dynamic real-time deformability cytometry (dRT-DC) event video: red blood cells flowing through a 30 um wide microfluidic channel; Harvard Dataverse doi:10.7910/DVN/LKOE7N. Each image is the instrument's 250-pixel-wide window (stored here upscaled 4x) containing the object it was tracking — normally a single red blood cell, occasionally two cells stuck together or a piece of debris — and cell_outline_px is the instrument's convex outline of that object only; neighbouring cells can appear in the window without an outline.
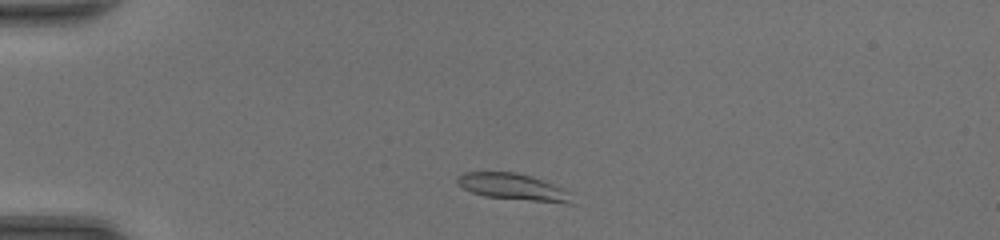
{"species": "common noctule bat (a hibernating species)", "species_latin": "Nyctalus noctula", "temperature_condition": "room temperature", "stored_images_in_passage": 39, "camera_frame_rate_fps": 3000, "um_per_image_px": 0.085, "animal": {"sex": "female", "body_mass_g": 20.0, "forearm_length_mm": 54.0}, "frame": {"image": 1, "passage_image": 3, "time_ms": 0.667, "image_size_px": [1000, 240], "cell_outline_px": [[572, 204], [568, 204], [484, 196], [472, 192], [456, 184], [456, 176], [464, 172], [516, 172], [532, 176], [572, 192]], "centroid_in_image_um": [43.63, 15.89], "position_along_channel_um": 41.4, "area_um2": 17.86}}
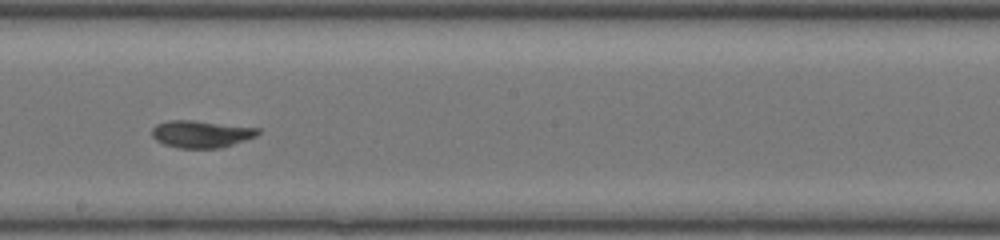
{"frame": {"image": 2, "passage_image": 19, "time_ms": 6.0, "image_size_px": [1000, 240], "cell_outline_px": [[260, 132], [256, 136], [220, 148], [180, 148], [164, 144], [156, 140], [152, 136], [152, 128], [156, 124], [168, 120], [192, 120], [260, 128]], "centroid_in_image_um": [17.08, 11.38], "position_along_channel_um": 231.1, "area_um2": 16.7}}
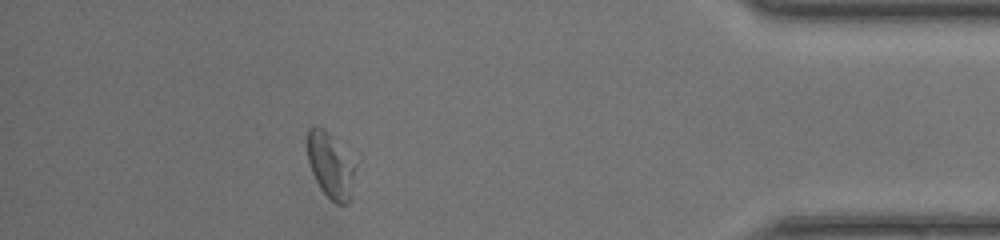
{"frame": {"image": 3, "passage_image": 34, "time_ms": 11.0, "image_size_px": [1000, 240], "cell_outline_px": [[356, 164], [348, 204], [336, 204], [320, 188], [312, 172], [308, 160], [308, 128], [324, 128], [328, 132]], "centroid_in_image_um": [28.09, 14.07], "position_along_channel_um": 407.1, "area_um2": 17.69}, "authors_computed_cell_mechanics": {"area_um2": 17.1666, "velocity_mm_per_s": 4.3455, "shape_relaxation_time_tau1_ms": 3.6074, "shape_relaxation_time_tau2_ms": null, "deformation_change_tau1": 0.1313, "deformation_change_tau2": null}}